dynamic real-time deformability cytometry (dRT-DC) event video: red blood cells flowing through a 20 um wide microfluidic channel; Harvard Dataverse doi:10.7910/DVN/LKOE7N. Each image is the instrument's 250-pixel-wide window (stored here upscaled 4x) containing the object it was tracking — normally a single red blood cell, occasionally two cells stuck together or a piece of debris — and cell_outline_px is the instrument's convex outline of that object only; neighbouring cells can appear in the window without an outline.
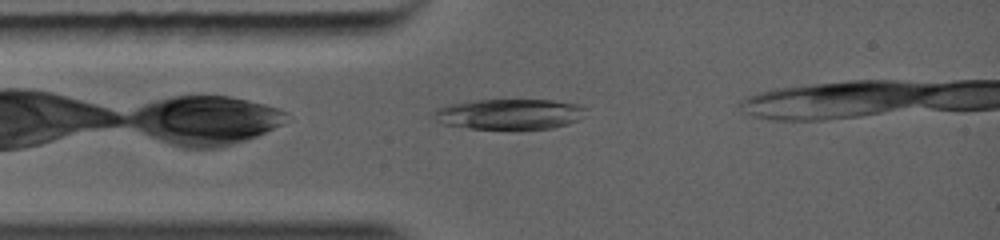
{"species": "common noctule bat (a hibernating species)", "species_latin": "Nyctalus noctula", "temperature_condition": "warm", "stored_images_in_passage": 10, "camera_frame_rate_fps": 5000, "um_per_image_px": 0.085, "animal": {"sex": "female", "body_mass_g": 19.0, "forearm_length_mm": 56.7}, "frame": {"image": 1, "passage_image": 2, "time_ms": 0.2, "image_size_px": [1000, 240], "cell_outline_px": [[584, 108], [580, 120], [568, 124], [552, 128], [508, 132], [468, 128], [444, 124], [432, 112], [436, 108], [448, 104], [476, 100], [552, 100], [576, 104]], "centroid_in_image_um": [43.29, 9.74], "position_along_channel_um": 41.7, "area_um2": 27.69}}
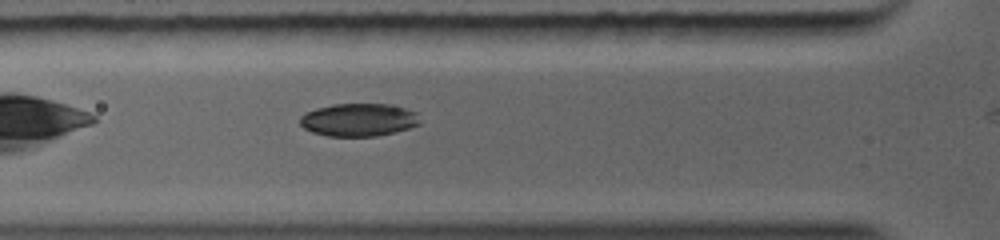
{"frame": {"image": 2, "passage_image": 5, "time_ms": 1.4, "image_size_px": [1000, 240], "cell_outline_px": [[420, 124], [396, 132], [376, 136], [328, 136], [312, 132], [304, 128], [300, 124], [300, 116], [304, 112], [316, 108], [332, 104], [388, 104], [404, 108], [416, 112]], "centroid_in_image_um": [30.45, 10.18], "position_along_channel_um": 95.3, "area_um2": 23.0}}
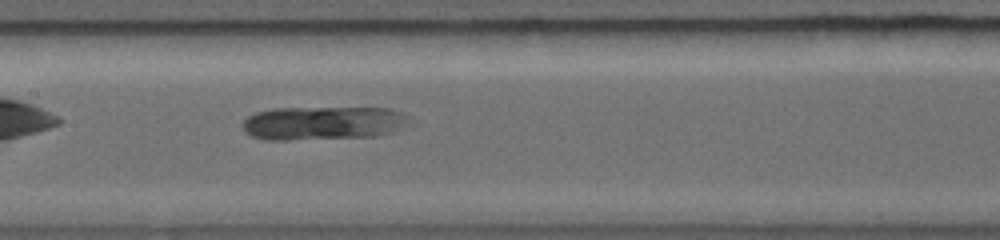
{"frame": {"image": 3, "passage_image": 10, "time_ms": 3.2, "image_size_px": [1000, 240], "cell_outline_px": [[412, 124], [396, 132], [376, 136], [288, 140], [264, 140], [252, 136], [244, 132], [244, 120], [248, 116], [256, 112], [276, 108], [392, 108], [400, 112]], "centroid_in_image_um": [27.5, 10.47], "position_along_channel_um": 179.9, "area_um2": 32.89}}